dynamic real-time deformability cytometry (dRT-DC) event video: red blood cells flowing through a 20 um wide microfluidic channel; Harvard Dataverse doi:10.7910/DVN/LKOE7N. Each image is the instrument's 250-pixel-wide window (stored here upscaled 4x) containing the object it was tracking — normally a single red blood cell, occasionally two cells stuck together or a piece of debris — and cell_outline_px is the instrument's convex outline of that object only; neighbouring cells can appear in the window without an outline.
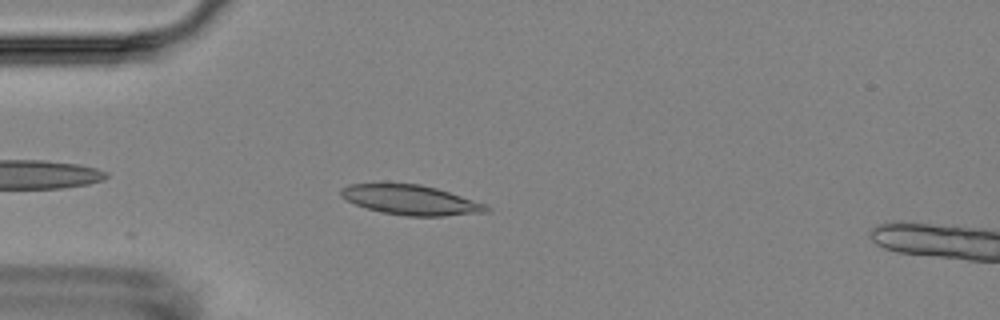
{"species": "Egyptian fruit bat (a non-hibernating species)", "species_latin": "Rousettus aegyptiacus", "temperature_condition": "room temperature", "stored_images_in_passage": 6, "camera_frame_rate_fps": 3000, "um_per_image_px": 0.085, "animal": {"sex": "female"}, "frame": {"image": 1, "passage_image": 5, "time_ms": 4.667, "image_size_px": [1000, 320], "cell_outline_px": [[492, 212], [444, 216], [408, 216], [380, 212], [356, 204], [340, 196], [340, 188], [348, 184], [384, 180], [420, 184], [436, 188], [488, 204], [492, 208]], "centroid_in_image_um": [34.9, 16.95], "position_along_channel_um": 50.1, "area_um2": 26.36}}